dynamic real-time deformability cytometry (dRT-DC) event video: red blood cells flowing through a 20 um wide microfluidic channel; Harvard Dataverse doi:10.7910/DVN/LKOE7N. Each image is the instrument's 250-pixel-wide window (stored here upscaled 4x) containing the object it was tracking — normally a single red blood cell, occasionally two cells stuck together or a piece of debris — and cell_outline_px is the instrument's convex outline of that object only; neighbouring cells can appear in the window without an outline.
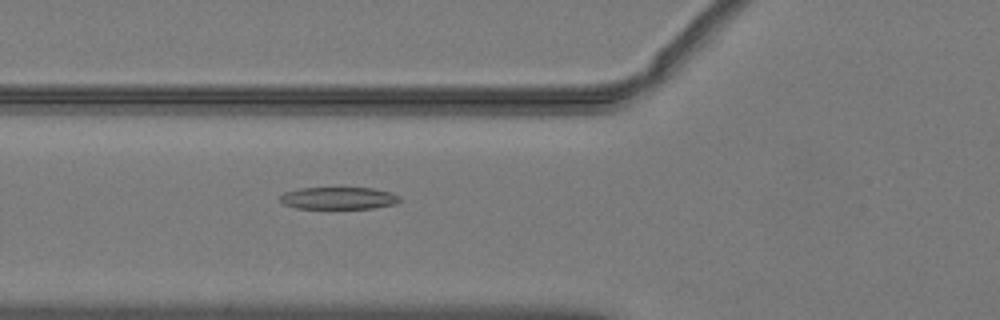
{"species": "common noctule bat (a hibernating species)", "species_latin": "Nyctalus noctula", "temperature_condition": "warm", "stored_images_in_passage": 52, "camera_frame_rate_fps": 3000, "um_per_image_px": 0.085, "animal": {"sex": "male", "body_mass_g": 19.2, "forearm_length_mm": 51.8}, "frame": {"image": 1, "passage_image": 20, "time_ms": 6.333, "image_size_px": [1000, 320], "cell_outline_px": [[400, 200], [396, 204], [372, 208], [296, 208], [284, 204], [280, 200], [280, 196], [284, 192], [300, 188], [372, 188], [392, 192], [400, 196]], "centroid_in_image_um": [28.8, 16.84], "position_along_channel_um": 97.0, "area_um2": 15.43}}
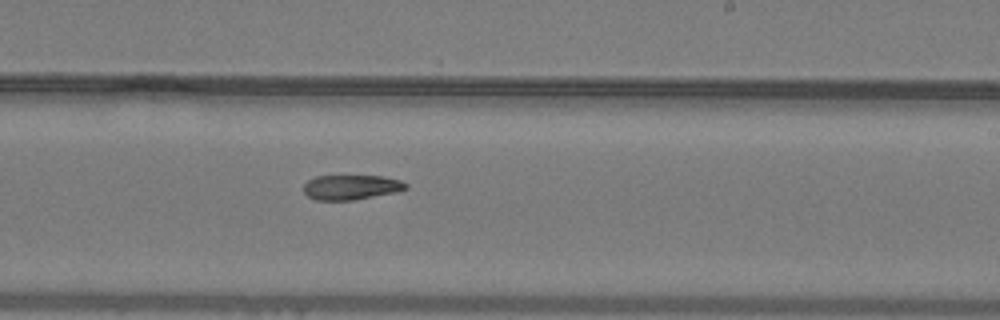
{"frame": {"image": 2, "passage_image": 32, "time_ms": 10.333, "image_size_px": [1000, 320], "cell_outline_px": [[408, 188], [396, 192], [352, 200], [316, 200], [308, 196], [304, 192], [304, 184], [308, 180], [316, 176], [384, 176], [400, 180], [408, 184]], "centroid_in_image_um": [29.85, 15.91], "position_along_channel_um": 259.1, "area_um2": 14.74}}
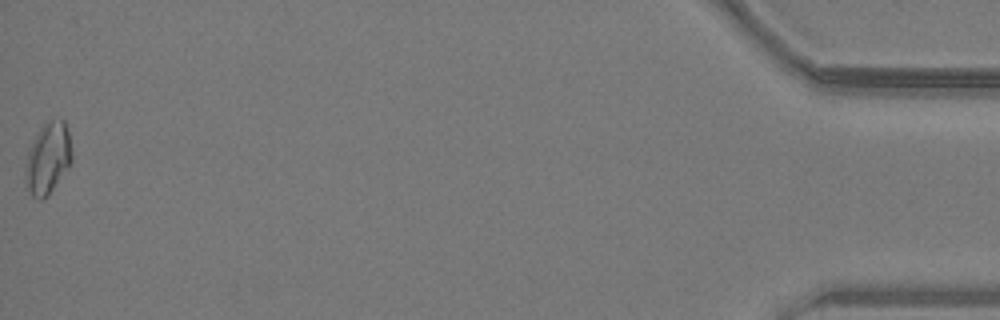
{"frame": {"image": 3, "passage_image": 52, "time_ms": 17.0, "image_size_px": [1000, 320], "cell_outline_px": [[72, 160], [48, 196], [40, 200], [36, 200], [32, 196], [28, 188], [24, 176], [24, 172], [28, 152], [40, 128], [48, 120], [60, 116], [64, 120], [68, 132], [72, 152]], "centroid_in_image_um": [4.07, 13.44], "position_along_channel_um": 431.1, "area_um2": 19.25}}